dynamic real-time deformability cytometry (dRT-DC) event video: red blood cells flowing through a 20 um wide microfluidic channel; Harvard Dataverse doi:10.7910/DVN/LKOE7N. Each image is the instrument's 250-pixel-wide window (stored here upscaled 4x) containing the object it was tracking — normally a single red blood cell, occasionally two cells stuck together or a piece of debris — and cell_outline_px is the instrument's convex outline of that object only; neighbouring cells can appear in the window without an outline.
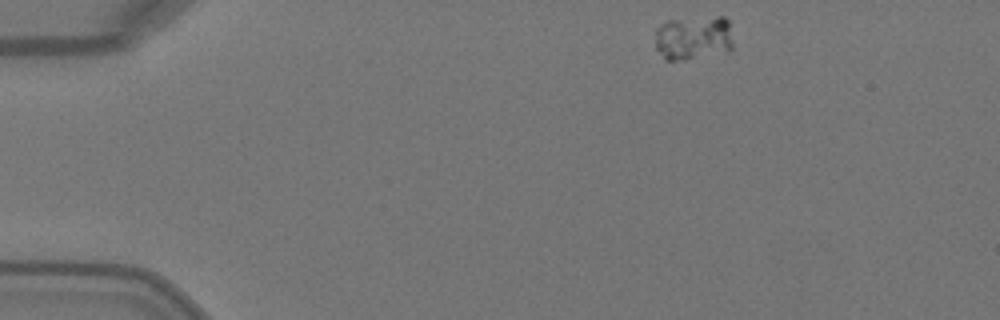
{"species": "Egyptian fruit bat (a non-hibernating species)", "species_latin": "Rousettus aegyptiacus", "temperature_condition": "warm", "stored_images_in_passage": 44, "camera_frame_rate_fps": 3000, "um_per_image_px": 0.085, "animal": {"sex": "female"}, "frame": {"image": 1, "passage_image": 1, "time_ms": 0.0, "image_size_px": [1000, 320], "cell_outline_px": [[732, 48], [684, 60], [664, 60], [656, 48], [656, 28], [660, 24], [668, 20], [716, 16], [724, 16], [728, 20], [732, 44]], "centroid_in_image_um": [58.89, 3.18], "position_along_channel_um": 26.1, "area_um2": 19.88}}
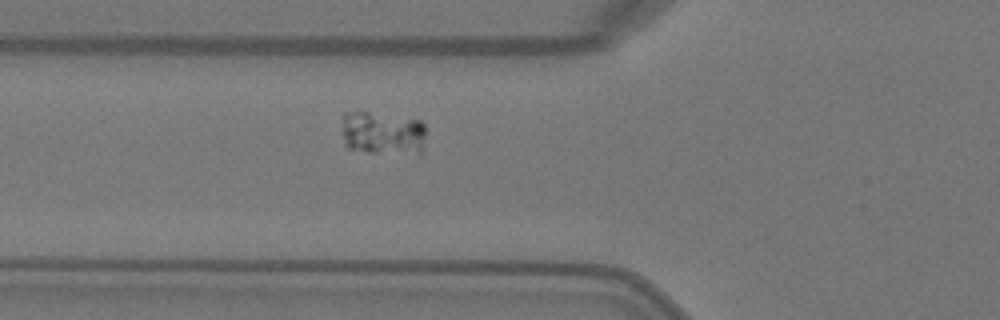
{"frame": {"image": 2, "passage_image": 12, "time_ms": 3.667, "image_size_px": [1000, 320], "cell_outline_px": [[424, 136], [420, 156], [368, 152], [348, 148], [344, 144], [340, 132], [340, 120], [344, 112], [356, 108], [420, 120], [424, 124]], "centroid_in_image_um": [32.44, 11.29], "position_along_channel_um": 93.4, "area_um2": 22.83}}
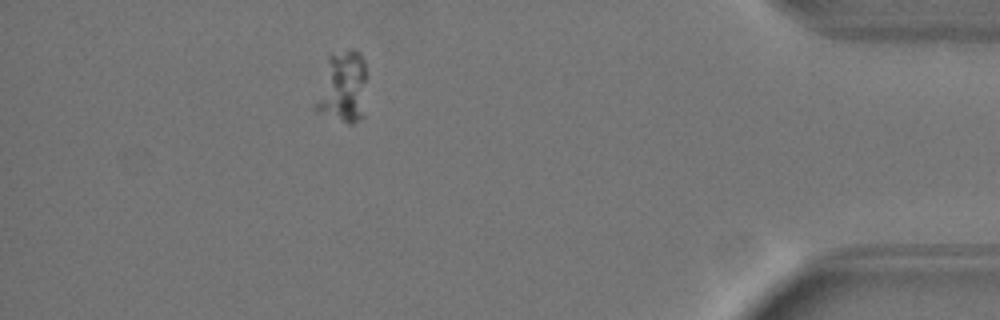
{"frame": {"image": 3, "passage_image": 39, "time_ms": 12.667, "image_size_px": [1000, 320], "cell_outline_px": [[364, 116], [352, 124], [348, 124], [316, 112], [312, 108], [328, 56], [348, 52], [360, 52], [364, 60]], "centroid_in_image_um": [29.08, 7.5], "position_along_channel_um": 406.1, "area_um2": 21.04}}